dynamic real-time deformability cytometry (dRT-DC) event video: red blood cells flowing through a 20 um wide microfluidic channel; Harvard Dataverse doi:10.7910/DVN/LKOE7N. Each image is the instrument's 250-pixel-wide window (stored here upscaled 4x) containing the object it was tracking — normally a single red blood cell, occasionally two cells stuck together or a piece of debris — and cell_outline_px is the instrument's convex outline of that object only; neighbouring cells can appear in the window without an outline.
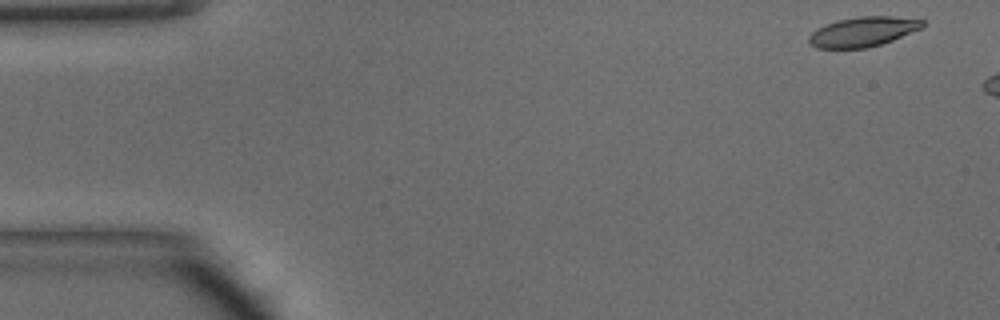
{"species": "common noctule bat (a hibernating species)", "species_latin": "Nyctalus noctula", "temperature_condition": "warm", "stored_images_in_passage": 10, "camera_frame_rate_fps": 3000, "um_per_image_px": 0.085, "animal": {"sex": "male", "body_mass_g": 15.6}, "frame": {"image": 1, "passage_image": 1, "time_ms": 0.0, "image_size_px": [1000, 320], "cell_outline_px": [[924, 28], [892, 40], [868, 48], [816, 48], [808, 40], [808, 36], [812, 32], [836, 20], [860, 16], [892, 16], [924, 20]], "centroid_in_image_um": [73.39, 2.69], "position_along_channel_um": 11.6, "area_um2": 19.59}}